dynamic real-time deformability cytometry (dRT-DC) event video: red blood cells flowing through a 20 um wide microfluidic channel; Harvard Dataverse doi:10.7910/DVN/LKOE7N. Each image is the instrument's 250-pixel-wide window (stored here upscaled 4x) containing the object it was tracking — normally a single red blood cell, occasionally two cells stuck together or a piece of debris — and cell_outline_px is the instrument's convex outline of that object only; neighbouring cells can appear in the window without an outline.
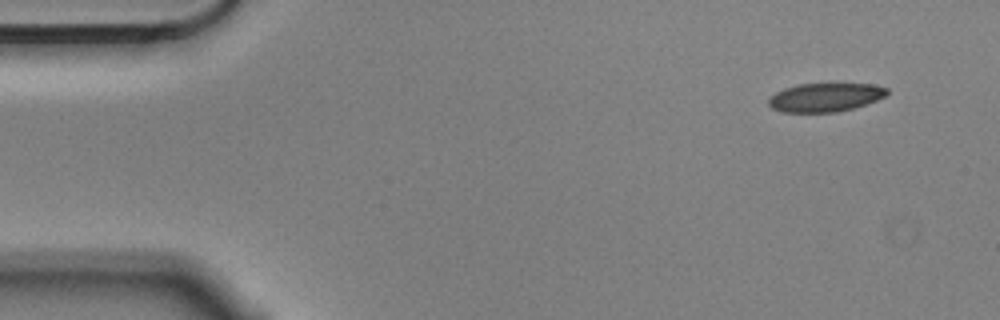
{"species": "Egyptian fruit bat (a non-hibernating species)", "species_latin": "Rousettus aegyptiacus", "temperature_condition": "cold", "stored_images_in_passage": 10, "camera_frame_rate_fps": 3000, "um_per_image_px": 0.085, "animal": {"sex": "male"}, "frame": {"image": 1, "passage_image": 1, "time_ms": 0.0, "image_size_px": [1000, 320], "cell_outline_px": [[888, 92], [884, 96], [876, 100], [852, 108], [836, 112], [780, 112], [772, 108], [768, 104], [768, 100], [776, 92], [784, 88], [800, 84], [872, 84], [888, 88]], "centroid_in_image_um": [70.11, 8.27], "position_along_channel_um": 14.9, "area_um2": 19.54}}
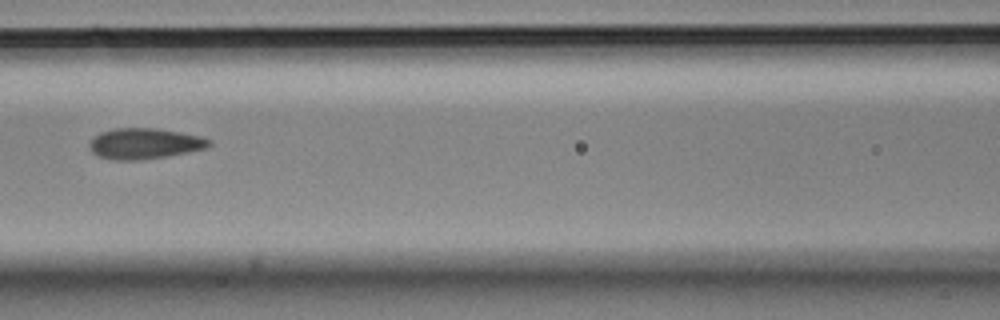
{"frame": {"image": 2, "passage_image": 6, "time_ms": 1.667, "image_size_px": [1000, 320], "cell_outline_px": [[212, 144], [204, 148], [188, 152], [168, 156], [140, 160], [112, 160], [100, 156], [92, 152], [88, 144], [100, 132], [116, 128], [152, 128], [180, 132], [200, 136], [212, 140]], "centroid_in_image_um": [12.29, 12.21], "position_along_channel_um": 154.3, "area_um2": 21.33}}
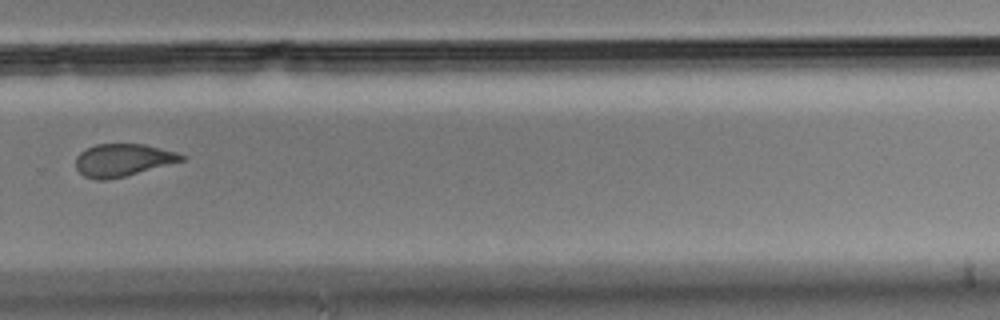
{"frame": {"image": 3, "passage_image": 10, "time_ms": 3.0, "image_size_px": [1000, 320], "cell_outline_px": [[184, 160], [124, 176], [108, 180], [96, 180], [84, 176], [76, 168], [76, 156], [80, 152], [96, 144], [144, 144], [176, 152], [184, 156]], "centroid_in_image_um": [10.4, 13.6], "position_along_channel_um": 319.4, "area_um2": 19.77}}